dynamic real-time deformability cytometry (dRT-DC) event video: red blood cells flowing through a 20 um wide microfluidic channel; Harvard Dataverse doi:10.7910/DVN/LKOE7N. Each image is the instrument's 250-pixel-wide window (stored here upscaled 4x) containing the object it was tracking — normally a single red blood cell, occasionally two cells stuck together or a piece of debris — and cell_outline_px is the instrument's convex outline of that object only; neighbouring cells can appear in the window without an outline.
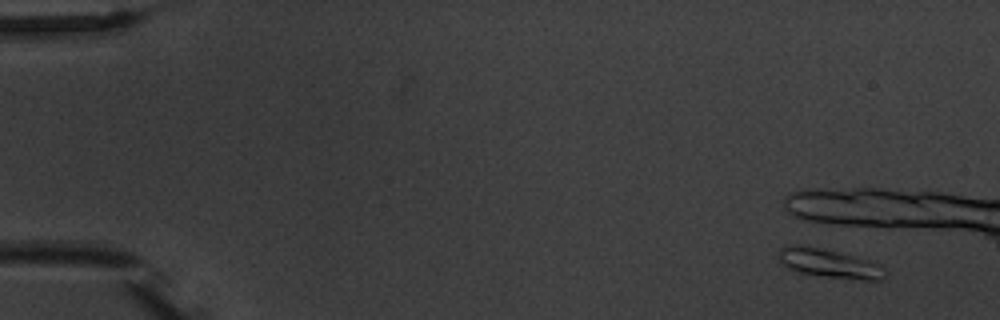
{"species": "common noctule bat (a hibernating species)", "species_latin": "Nyctalus noctula", "temperature_condition": "warm", "stored_images_in_passage": 2, "camera_frame_rate_fps": 3000, "um_per_image_px": 0.085, "animal": {"sex": "male", "body_mass_g": 20.1, "forearm_length_mm": 53.5}, "frame": {"image": 1, "passage_image": 1, "time_ms": 0.0, "image_size_px": [1000, 320], "cell_outline_px": [[888, 276], [880, 280], [864, 280], [824, 276], [800, 272], [788, 268], [780, 264], [776, 252], [780, 248], [788, 244], [796, 244], [820, 248], [856, 256], [880, 264], [888, 272]], "centroid_in_image_um": [70.48, 22.38], "position_along_channel_um": 14.5, "area_um2": 18.21}}